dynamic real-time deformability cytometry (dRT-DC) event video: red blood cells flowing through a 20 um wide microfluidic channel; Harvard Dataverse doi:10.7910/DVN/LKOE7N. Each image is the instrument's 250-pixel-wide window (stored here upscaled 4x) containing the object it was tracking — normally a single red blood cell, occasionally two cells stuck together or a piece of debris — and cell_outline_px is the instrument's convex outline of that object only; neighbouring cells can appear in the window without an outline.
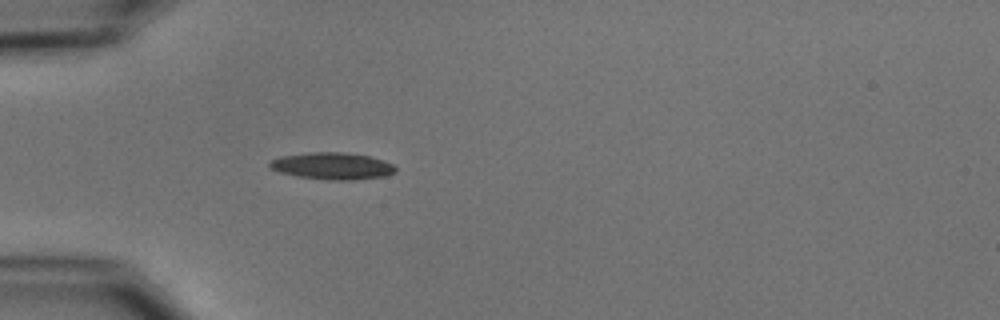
{"species": "common noctule bat (a hibernating species)", "species_latin": "Nyctalus noctula", "temperature_condition": "cold", "stored_images_in_passage": 1, "camera_frame_rate_fps": 3000, "um_per_image_px": 0.085, "animal": {"sex": "male", "body_mass_g": 15.6}, "frame": {"image": 1, "passage_image": 1, "time_ms": 0.0, "image_size_px": [1000, 320], "cell_outline_px": [[396, 172], [388, 176], [352, 180], [324, 180], [296, 176], [280, 172], [272, 168], [268, 164], [272, 160], [280, 156], [308, 152], [344, 152], [368, 156], [392, 164], [396, 168]], "centroid_in_image_um": [28.25, 14.11], "position_along_channel_um": 56.8, "area_um2": 19.77}}